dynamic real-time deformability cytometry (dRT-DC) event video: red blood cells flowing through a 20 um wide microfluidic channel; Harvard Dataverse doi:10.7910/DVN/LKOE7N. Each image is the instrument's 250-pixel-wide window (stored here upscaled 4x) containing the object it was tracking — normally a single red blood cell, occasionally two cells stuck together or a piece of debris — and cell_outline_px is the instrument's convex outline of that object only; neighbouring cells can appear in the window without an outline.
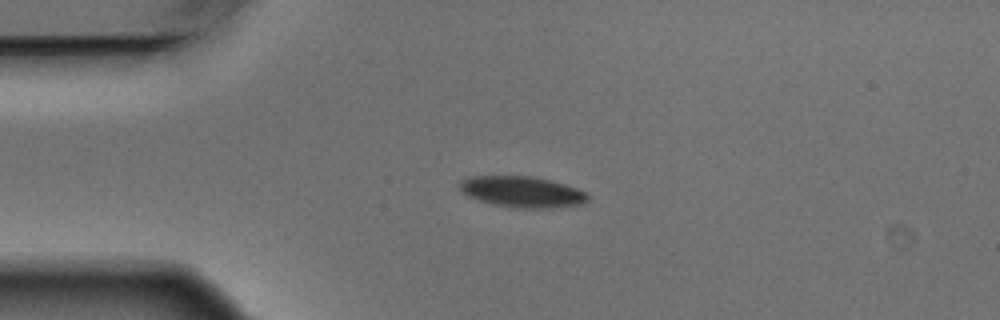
{"species": "Egyptian fruit bat (a non-hibernating species)", "species_latin": "Rousettus aegyptiacus", "temperature_condition": "warm", "stored_images_in_passage": 11, "camera_frame_rate_fps": 3000, "um_per_image_px": 0.085, "animal": {"sex": "male"}, "frame": {"image": 1, "passage_image": 2, "time_ms": 0.333, "image_size_px": [1000, 320], "cell_outline_px": [[588, 200], [584, 204], [548, 208], [516, 208], [492, 204], [476, 200], [460, 192], [456, 184], [460, 180], [472, 176], [532, 176], [564, 184], [588, 192]], "centroid_in_image_um": [44.33, 16.31], "position_along_channel_um": 40.7, "area_um2": 23.47}}
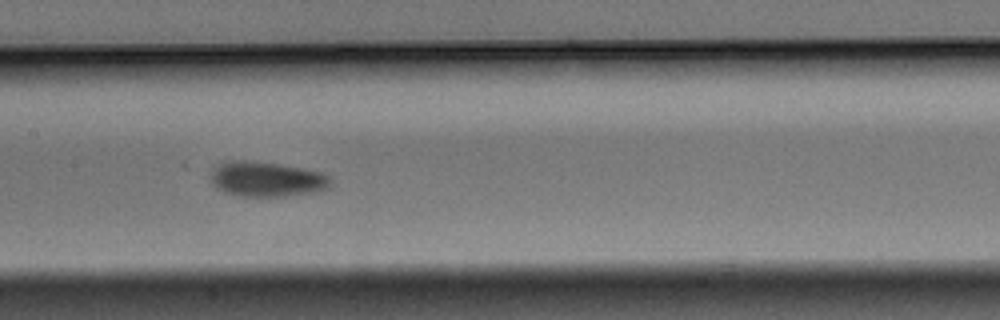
{"frame": {"image": 2, "passage_image": 6, "time_ms": 1.667, "image_size_px": [1000, 320], "cell_outline_px": [[332, 184], [328, 188], [316, 192], [284, 196], [240, 196], [224, 192], [216, 188], [212, 184], [212, 168], [224, 160], [244, 160], [280, 164], [304, 168], [324, 172], [332, 180]], "centroid_in_image_um": [22.68, 15.22], "position_along_channel_um": 184.7, "area_um2": 24.8}}
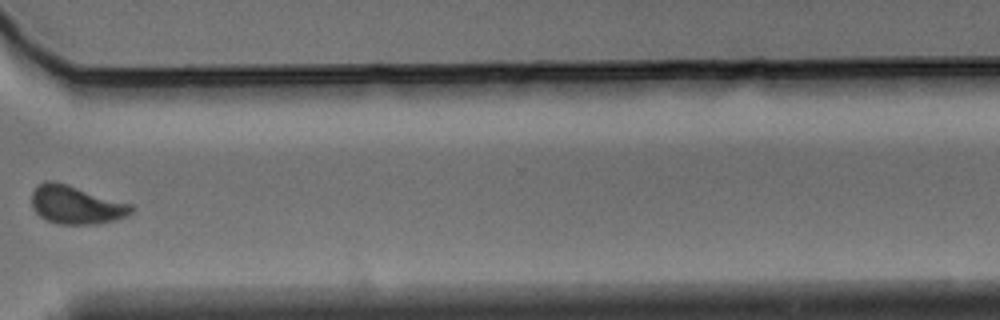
{"frame": {"image": 3, "passage_image": 10, "time_ms": 3.0, "image_size_px": [1000, 320], "cell_outline_px": [[136, 208], [132, 212], [116, 220], [96, 224], [56, 224], [44, 220], [32, 208], [32, 192], [44, 180], [56, 180], [132, 204]], "centroid_in_image_um": [6.46, 17.4], "position_along_channel_um": 364.1, "area_um2": 22.54}}